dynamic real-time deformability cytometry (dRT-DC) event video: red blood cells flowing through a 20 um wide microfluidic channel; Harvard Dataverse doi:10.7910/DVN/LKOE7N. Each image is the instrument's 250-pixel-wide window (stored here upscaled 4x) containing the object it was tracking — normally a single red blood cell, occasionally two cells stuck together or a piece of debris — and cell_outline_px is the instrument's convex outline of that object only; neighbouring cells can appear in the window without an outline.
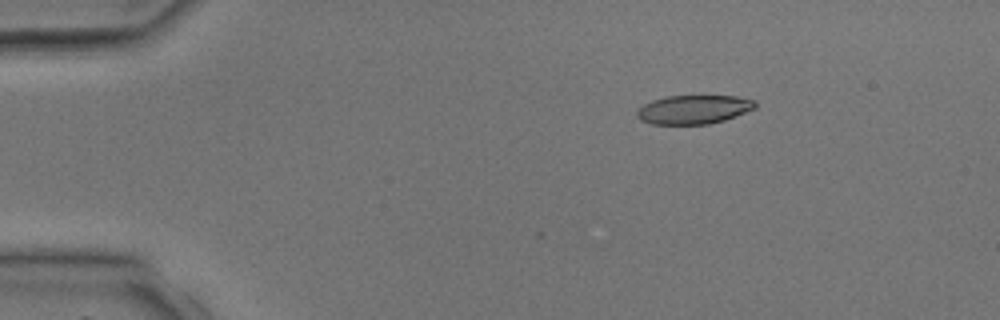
{"species": "common noctule bat (a hibernating species)", "species_latin": "Nyctalus noctula", "temperature_condition": "room temperature", "stored_images_in_passage": 3, "segment_of_instrument_passage": [2, 2], "camera_frame_rate_fps": 3000, "um_per_image_px": 0.085, "animal": {"sex": "male", "body_mass_g": 17.9, "forearm_length_mm": 54.2}, "frame": {"image": 1, "passage_image": 3, "time_ms": 2.333, "image_size_px": [1000, 320], "cell_outline_px": [[756, 108], [724, 120], [708, 124], [652, 124], [640, 120], [636, 116], [636, 112], [644, 104], [652, 100], [668, 96], [736, 96], [756, 100]], "centroid_in_image_um": [58.96, 9.3], "position_along_channel_um": 26.0, "area_um2": 19.83}}